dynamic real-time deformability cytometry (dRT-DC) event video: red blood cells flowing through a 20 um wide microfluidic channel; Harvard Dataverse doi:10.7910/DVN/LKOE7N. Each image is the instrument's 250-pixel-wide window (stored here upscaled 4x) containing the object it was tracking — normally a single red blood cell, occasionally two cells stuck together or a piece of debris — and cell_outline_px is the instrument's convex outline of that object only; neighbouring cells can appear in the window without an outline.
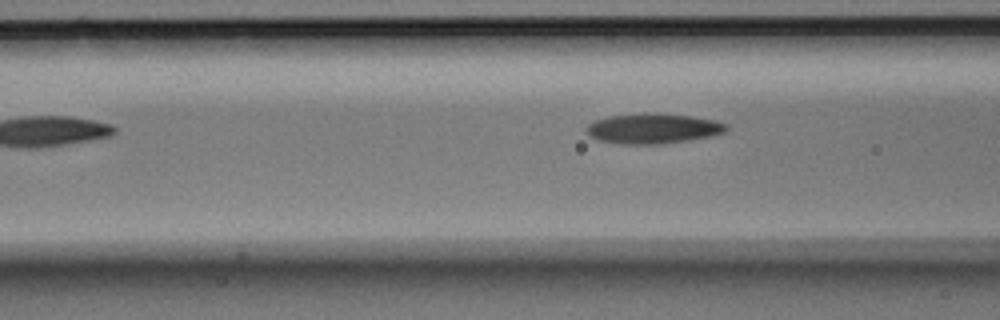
{"species": "Egyptian fruit bat (a non-hibernating species)", "species_latin": "Rousettus aegyptiacus", "temperature_condition": "room temperature", "stored_images_in_passage": 6, "camera_frame_rate_fps": 3000, "um_per_image_px": 0.085, "animal": {"sex": "male"}, "frame": {"image": 1, "passage_image": 6, "time_ms": 1.667, "image_size_px": [1000, 320], "cell_outline_px": [[728, 128], [724, 132], [712, 136], [688, 140], [660, 144], [620, 144], [596, 140], [584, 128], [588, 124], [596, 120], [608, 116], [644, 112], [648, 112], [692, 116], [712, 120], [728, 124]], "centroid_in_image_um": [55.49, 10.92], "position_along_channel_um": 111.1, "area_um2": 24.68}}